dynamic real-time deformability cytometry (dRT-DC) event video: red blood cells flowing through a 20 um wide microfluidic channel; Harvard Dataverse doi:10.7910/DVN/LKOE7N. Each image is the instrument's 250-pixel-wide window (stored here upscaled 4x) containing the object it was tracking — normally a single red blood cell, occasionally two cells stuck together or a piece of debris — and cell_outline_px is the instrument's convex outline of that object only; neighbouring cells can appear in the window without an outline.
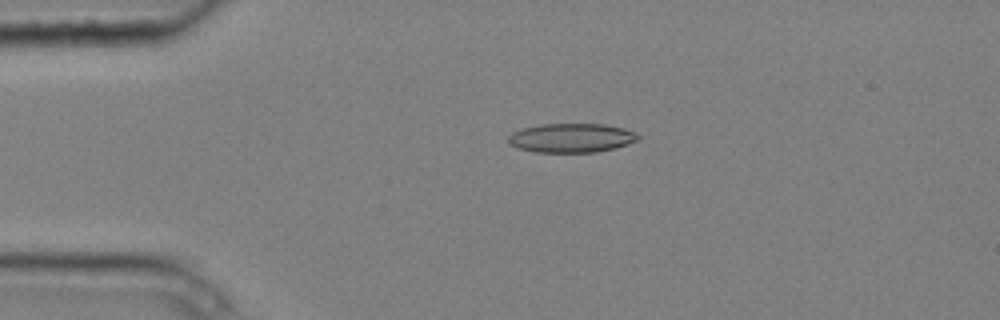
{"species": "common noctule bat (a hibernating species)", "species_latin": "Nyctalus noctula", "temperature_condition": "cold", "stored_images_in_passage": 4, "camera_frame_rate_fps": 3000, "um_per_image_px": 0.085, "animal": {"sex": "male", "body_mass_g": 20.4}, "frame": {"image": 1, "passage_image": 3, "time_ms": 0.667, "image_size_px": [1000, 320], "cell_outline_px": [[640, 140], [616, 148], [596, 152], [536, 152], [520, 148], [512, 144], [508, 140], [508, 136], [512, 132], [520, 128], [540, 124], [604, 124], [624, 128], [636, 132], [640, 136]], "centroid_in_image_um": [48.61, 11.71], "position_along_channel_um": 36.4, "area_um2": 22.14}}
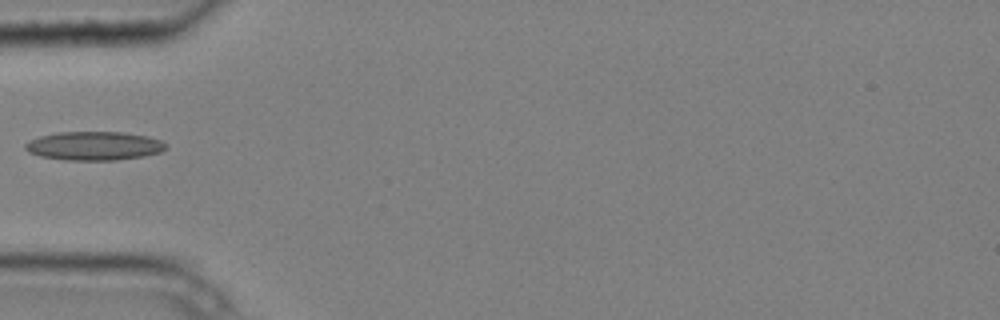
{"frame": {"image": 2, "passage_image": 4, "time_ms": 1.0, "image_size_px": [1000, 320], "cell_outline_px": [[168, 148], [160, 152], [144, 156], [116, 160], [64, 160], [40, 156], [28, 152], [24, 148], [24, 144], [28, 140], [40, 136], [60, 132], [124, 132], [148, 136], [160, 140], [168, 144]], "centroid_in_image_um": [8.01, 12.4], "position_along_channel_um": 77.0, "area_um2": 23.76}}